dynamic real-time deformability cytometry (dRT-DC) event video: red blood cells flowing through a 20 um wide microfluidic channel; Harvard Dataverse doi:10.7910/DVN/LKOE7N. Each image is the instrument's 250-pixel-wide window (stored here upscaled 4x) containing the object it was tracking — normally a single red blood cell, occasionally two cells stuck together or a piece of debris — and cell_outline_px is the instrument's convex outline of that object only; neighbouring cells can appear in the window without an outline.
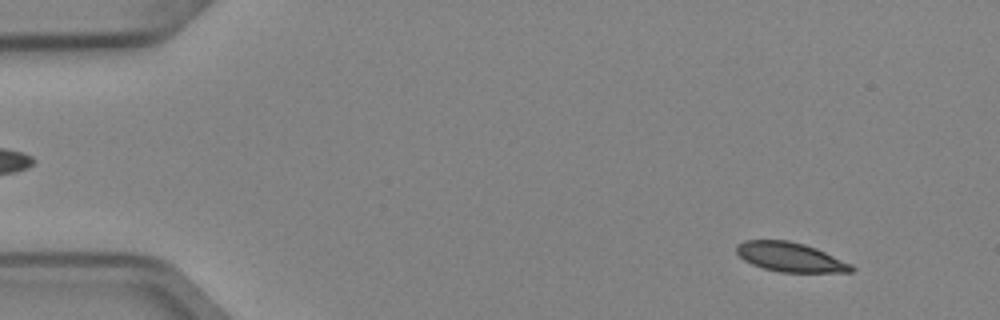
{"species": "Egyptian fruit bat (a non-hibernating species)", "species_latin": "Rousettus aegyptiacus", "temperature_condition": "cold", "stored_images_in_passage": 48, "camera_frame_rate_fps": 3000, "um_per_image_px": 0.085, "animal": {"sex": "female"}, "frame": {"image": 1, "passage_image": 1, "time_ms": 0.0, "image_size_px": [1000, 320], "cell_outline_px": [[856, 268], [852, 272], [780, 272], [764, 268], [752, 264], [744, 260], [736, 252], [736, 244], [744, 240], [788, 240], [804, 244], [816, 248], [852, 264]], "centroid_in_image_um": [67.17, 21.85], "position_along_channel_um": 17.8, "area_um2": 19.65}}
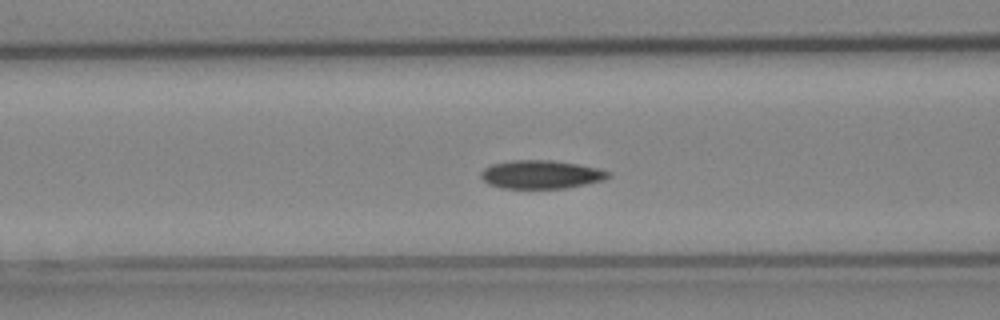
{"frame": {"image": 2, "passage_image": 17, "time_ms": 5.333, "image_size_px": [1000, 320], "cell_outline_px": [[612, 172], [604, 180], [564, 188], [500, 188], [488, 184], [480, 176], [480, 172], [484, 168], [492, 164], [512, 160], [552, 160], [580, 164]], "centroid_in_image_um": [45.96, 14.82], "position_along_channel_um": 120.6, "area_um2": 21.04}}
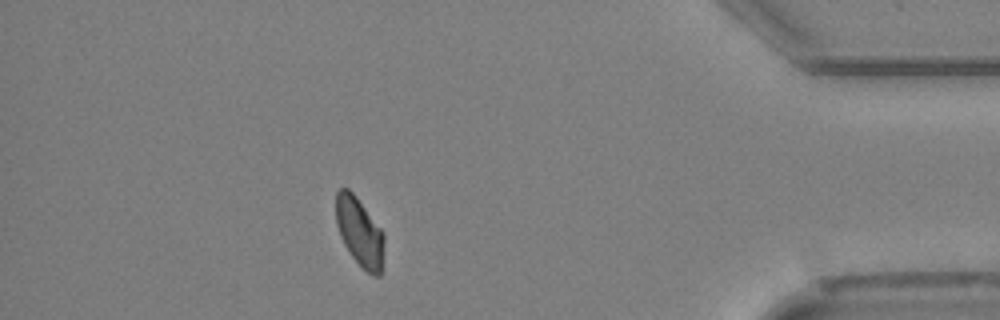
{"frame": {"image": 3, "passage_image": 42, "time_ms": 13.667, "image_size_px": [1000, 320], "cell_outline_px": [[384, 240], [380, 276], [376, 276], [368, 272], [352, 256], [344, 244], [340, 236], [336, 224], [336, 192], [340, 188], [348, 188], [356, 196], [384, 232]], "centroid_in_image_um": [30.55, 19.68], "position_along_channel_um": 404.6, "area_um2": 19.07}, "authors_computed_cell_mechanics": {"area_um2": 20.2878, "velocity_mm_per_s": 3.9243, "shape_relaxation_time_tau1_ms": 3.9199, "shape_relaxation_time_tau2_ms": null, "deformation_change_tau1": 0.1007, "deformation_change_tau2": null}}